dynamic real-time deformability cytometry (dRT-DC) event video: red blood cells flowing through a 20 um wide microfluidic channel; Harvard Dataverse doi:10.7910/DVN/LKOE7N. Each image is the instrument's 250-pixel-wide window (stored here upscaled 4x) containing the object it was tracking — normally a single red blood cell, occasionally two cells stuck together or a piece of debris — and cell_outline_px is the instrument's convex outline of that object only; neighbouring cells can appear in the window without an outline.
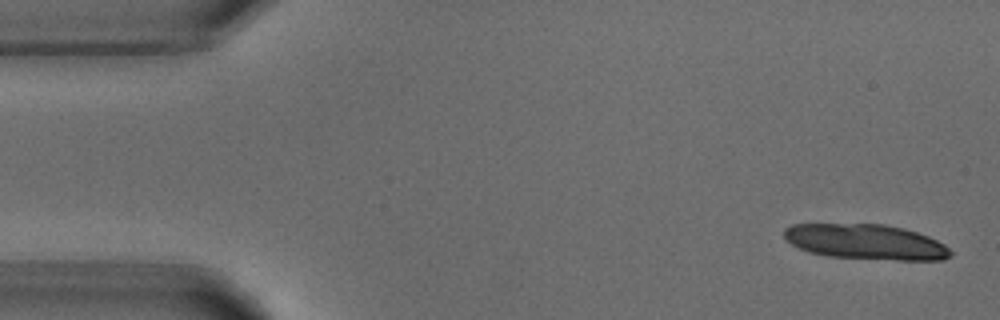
{"species": "common noctule bat (a hibernating species)", "species_latin": "Nyctalus noctula", "temperature_condition": "warm", "stored_images_in_passage": 5, "camera_frame_rate_fps": 3000, "um_per_image_px": 0.085, "animal": {"sex": "male", "body_mass_g": 18.8}, "frame": {"image": 1, "passage_image": 1, "time_ms": 0.0, "image_size_px": [1000, 320], "cell_outline_px": [[952, 256], [944, 260], [896, 260], [828, 256], [808, 252], [792, 244], [784, 236], [784, 228], [792, 224], [884, 224], [904, 228], [928, 236], [944, 244], [952, 252]], "centroid_in_image_um": [73.61, 20.56], "position_along_channel_um": 11.4, "area_um2": 34.16}}
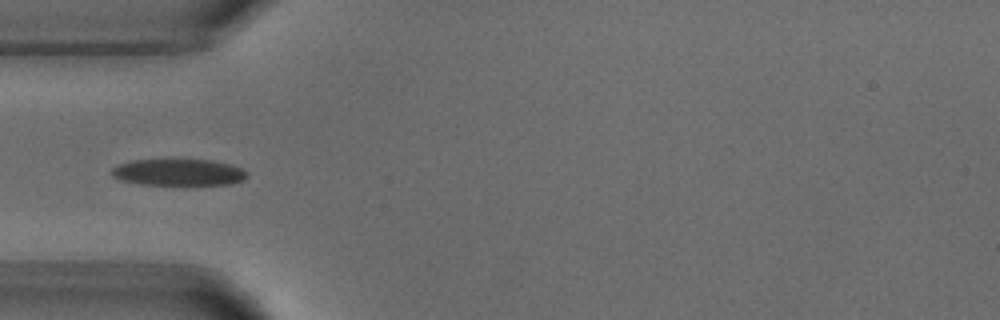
{"frame": {"image": 2, "passage_image": 5, "time_ms": 4.667, "image_size_px": [1000, 320], "cell_outline_px": [[248, 176], [244, 180], [232, 184], [140, 184], [120, 180], [112, 176], [112, 168], [120, 164], [132, 160], [212, 160], [228, 164], [240, 168]], "centroid_in_image_um": [15.16, 14.65], "position_along_channel_um": 69.8, "area_um2": 20.63}}